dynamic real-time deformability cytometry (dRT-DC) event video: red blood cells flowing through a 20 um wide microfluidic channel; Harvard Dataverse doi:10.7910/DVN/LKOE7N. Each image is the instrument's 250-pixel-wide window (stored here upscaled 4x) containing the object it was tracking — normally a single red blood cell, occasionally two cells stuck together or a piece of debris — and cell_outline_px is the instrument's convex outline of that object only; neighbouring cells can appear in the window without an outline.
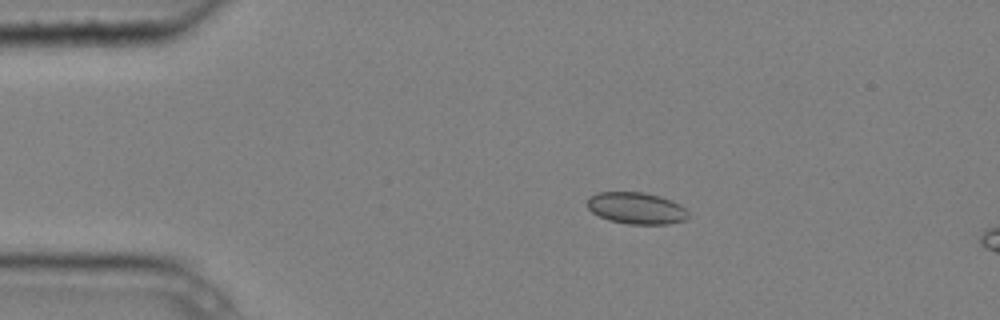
{"species": "common noctule bat (a hibernating species)", "species_latin": "Nyctalus noctula", "temperature_condition": "cold", "stored_images_in_passage": 4, "camera_frame_rate_fps": 3000, "um_per_image_px": 0.085, "animal": {"sex": "male", "body_mass_g": 20.4}, "frame": {"image": 1, "passage_image": 2, "time_ms": 0.333, "image_size_px": [1000, 320], "cell_outline_px": [[688, 216], [684, 220], [668, 224], [628, 224], [608, 220], [592, 212], [588, 208], [588, 196], [596, 192], [644, 192], [660, 196], [672, 200], [680, 204], [688, 212]], "centroid_in_image_um": [54.08, 17.68], "position_along_channel_um": 30.9, "area_um2": 18.73}}